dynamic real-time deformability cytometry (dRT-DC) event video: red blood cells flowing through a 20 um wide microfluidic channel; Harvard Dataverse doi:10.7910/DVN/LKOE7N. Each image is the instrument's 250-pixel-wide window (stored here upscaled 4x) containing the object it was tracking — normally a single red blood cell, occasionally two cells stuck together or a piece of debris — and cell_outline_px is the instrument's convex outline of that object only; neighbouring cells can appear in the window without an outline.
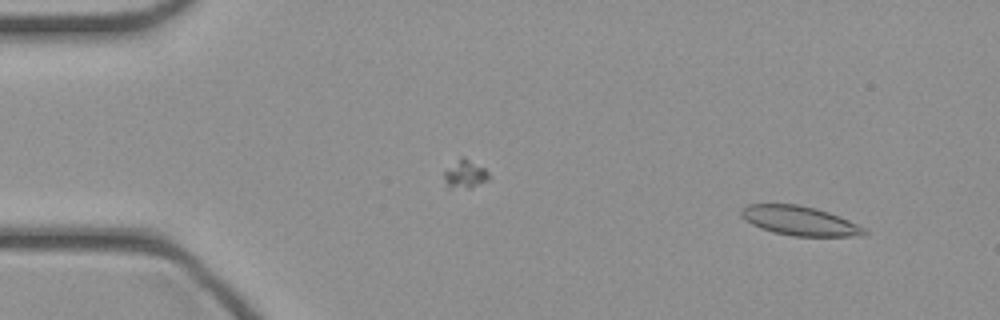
{"species": "common noctule bat (a hibernating species)", "species_latin": "Nyctalus noctula", "temperature_condition": "cold", "stored_images_in_passage": 38, "camera_frame_rate_fps": 3000, "um_per_image_px": 0.085, "animal": {"sex": "female", "body_mass_g": 21.9}, "frame": {"image": 1, "passage_image": 2, "time_ms": 0.333, "image_size_px": [1000, 320], "cell_outline_px": [[868, 232], [864, 236], [792, 236], [772, 232], [760, 228], [752, 224], [740, 216], [740, 212], [748, 204], [796, 204], [816, 208], [828, 212], [848, 220], [864, 228]], "centroid_in_image_um": [67.96, 18.77], "position_along_channel_um": 17.0, "area_um2": 20.92}}
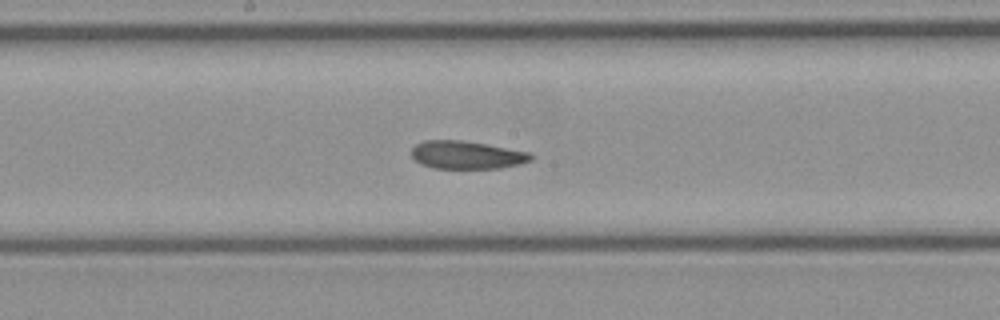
{"frame": {"image": 2, "passage_image": 22, "time_ms": 7.0, "image_size_px": [1000, 320], "cell_outline_px": [[532, 160], [520, 164], [500, 168], [432, 168], [420, 164], [412, 156], [412, 148], [416, 144], [424, 140], [460, 140], [532, 152]], "centroid_in_image_um": [39.67, 13.17], "position_along_channel_um": 208.5, "area_um2": 19.42}}
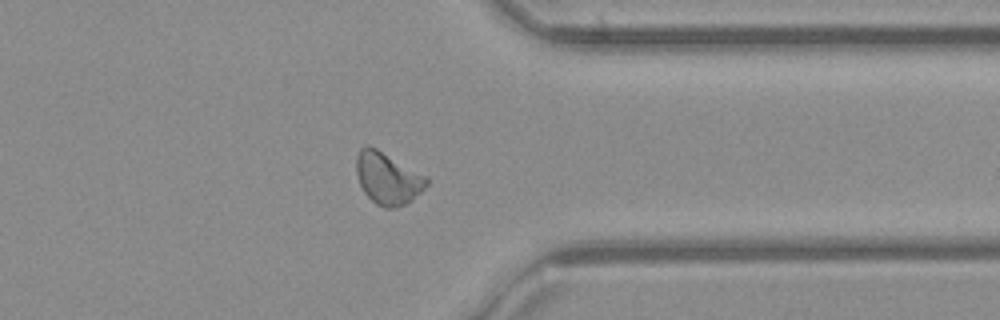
{"frame": {"image": 3, "passage_image": 34, "time_ms": 11.0, "image_size_px": [1000, 320], "cell_outline_px": [[428, 184], [412, 200], [396, 208], [384, 208], [376, 204], [364, 192], [360, 184], [356, 172], [356, 156], [360, 148], [364, 144], [368, 144], [376, 148], [428, 176]], "centroid_in_image_um": [32.95, 15.14], "position_along_channel_um": 378.5, "area_um2": 21.39}}